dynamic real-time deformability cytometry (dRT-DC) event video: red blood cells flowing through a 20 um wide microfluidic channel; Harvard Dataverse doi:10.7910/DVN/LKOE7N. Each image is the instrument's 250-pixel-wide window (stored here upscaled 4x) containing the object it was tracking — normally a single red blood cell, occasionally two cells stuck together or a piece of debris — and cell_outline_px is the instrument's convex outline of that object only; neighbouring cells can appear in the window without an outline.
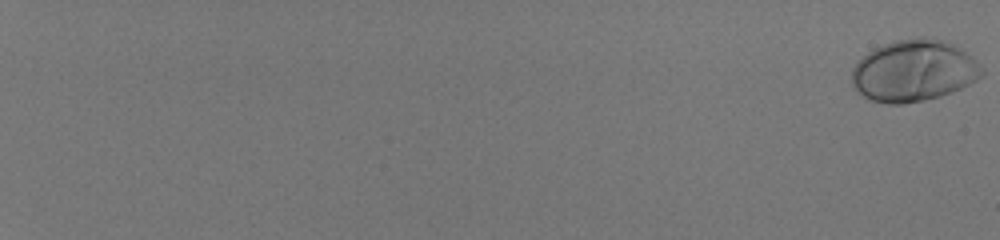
{"species": "human", "species_latin": "Homo sapiens", "temperature_condition": "room temperature", "stored_images_in_passage": 57, "camera_frame_rate_fps": 3000, "um_per_image_px": 0.085, "donor": {"sex": "male"}, "frame": {"image": 1, "passage_image": 1, "time_ms": 0.0, "image_size_px": [1000, 240], "cell_outline_px": [[984, 76], [960, 88], [940, 96], [924, 100], [900, 104], [888, 104], [872, 100], [864, 96], [852, 84], [852, 68], [868, 52], [884, 44], [896, 40], [920, 36], [932, 36], [948, 40], [956, 44], [976, 60], [984, 68]], "centroid_in_image_um": [77.73, 5.98], "position_along_channel_um": 7.3, "area_um2": 46.93}}
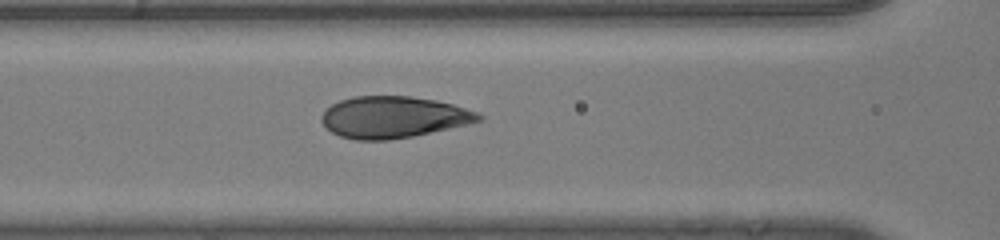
{"frame": {"image": 2, "passage_image": 32, "time_ms": 10.333, "image_size_px": [1000, 240], "cell_outline_px": [[484, 120], [468, 124], [412, 136], [388, 140], [356, 140], [340, 136], [332, 132], [320, 120], [320, 116], [332, 104], [340, 100], [352, 96], [408, 96], [436, 100], [452, 104], [476, 112], [484, 116]], "centroid_in_image_um": [33.43, 9.95], "position_along_channel_um": 133.2, "area_um2": 37.92}}
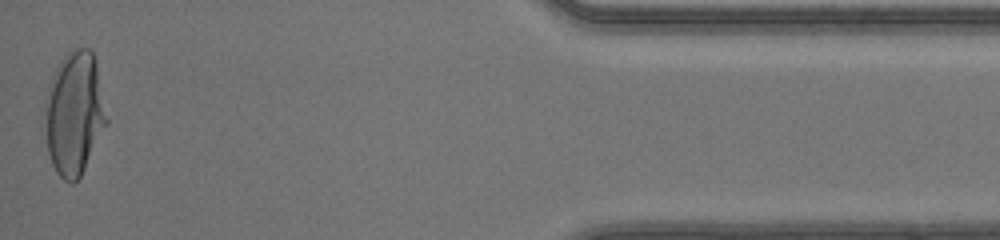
{"frame": {"image": 3, "passage_image": 57, "time_ms": 18.667, "image_size_px": [1000, 240], "cell_outline_px": [[108, 124], [80, 176], [72, 184], [64, 180], [56, 172], [52, 164], [48, 152], [44, 104], [48, 88], [52, 76], [60, 60], [68, 52], [76, 48], [88, 48], [92, 52], [96, 60], [108, 120]], "centroid_in_image_um": [6.33, 9.63], "position_along_channel_um": 428.9, "area_um2": 44.33}, "authors_computed_cell_mechanics": {"area_um2": 39.882, "velocity_mm_per_s": 4.1632, "shape_relaxation_time_tau1_ms": 3.5459, "shape_relaxation_time_tau2_ms": null, "deformation_change_tau1": 0.1915, "deformation_change_tau2": null}}